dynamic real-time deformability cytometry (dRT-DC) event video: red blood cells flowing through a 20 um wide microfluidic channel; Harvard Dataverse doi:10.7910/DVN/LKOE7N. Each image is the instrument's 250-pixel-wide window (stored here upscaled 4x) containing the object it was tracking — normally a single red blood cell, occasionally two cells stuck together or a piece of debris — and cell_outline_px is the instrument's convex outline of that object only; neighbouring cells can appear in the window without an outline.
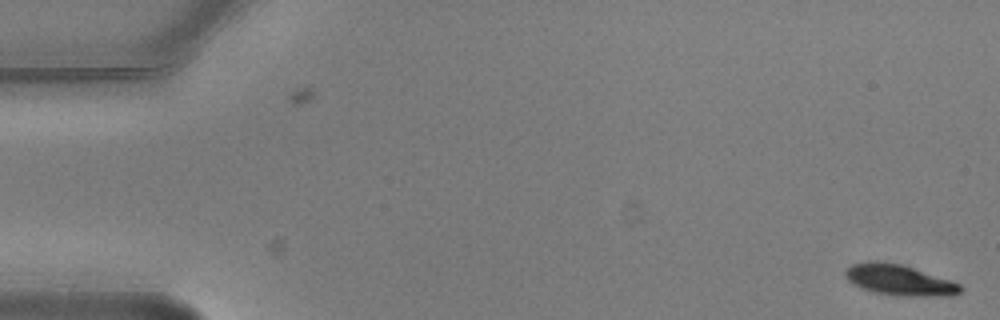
{"species": "common noctule bat (a hibernating species)", "species_latin": "Nyctalus noctula", "temperature_condition": "warm", "stored_images_in_passage": 5, "camera_frame_rate_fps": 3000, "um_per_image_px": 0.085, "animal": {"sex": "male", "body_mass_g": 20.5, "forearm_length_mm": 52.5}, "frame": {"image": 1, "passage_image": 1, "time_ms": 0.0, "image_size_px": [1000, 320], "cell_outline_px": [[964, 288], [960, 292], [952, 296], [908, 296], [872, 292], [852, 284], [844, 276], [844, 272], [852, 264], [868, 260], [876, 260], [900, 264], [960, 284]], "centroid_in_image_um": [76.4, 23.8], "position_along_channel_um": 8.6, "area_um2": 20.46}}